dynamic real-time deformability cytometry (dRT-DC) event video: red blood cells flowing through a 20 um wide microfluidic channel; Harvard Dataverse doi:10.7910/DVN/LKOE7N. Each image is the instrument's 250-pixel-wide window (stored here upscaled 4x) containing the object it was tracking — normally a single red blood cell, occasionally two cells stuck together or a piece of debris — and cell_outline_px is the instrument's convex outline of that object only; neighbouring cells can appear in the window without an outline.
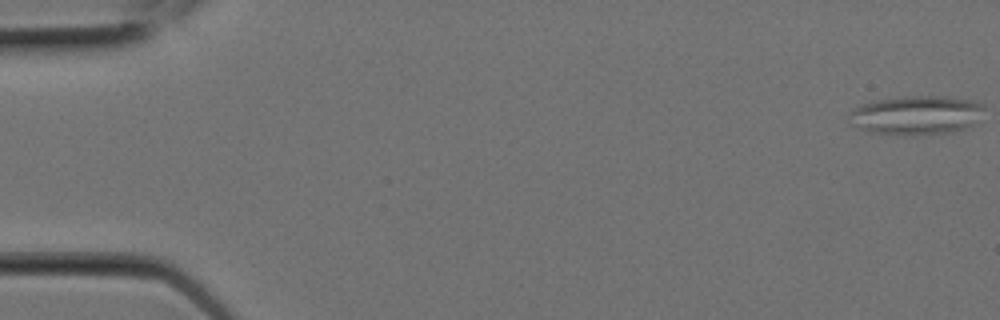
{"species": "Egyptian fruit bat (a non-hibernating species)", "species_latin": "Rousettus aegyptiacus", "temperature_condition": "room temperature", "stored_images_in_passage": 11, "camera_frame_rate_fps": 3000, "um_per_image_px": 0.085, "animal": {"sex": "female"}, "frame": {"image": 1, "passage_image": 1, "time_ms": 0.0, "image_size_px": [1000, 320], "cell_outline_px": [[984, 108], [972, 124], [964, 128], [952, 132], [868, 132], [848, 124], [848, 112], [852, 108], [876, 100], [900, 96], [952, 96], [972, 100], [984, 104]], "centroid_in_image_um": [77.83, 9.72], "position_along_channel_um": 7.2, "area_um2": 29.94}}
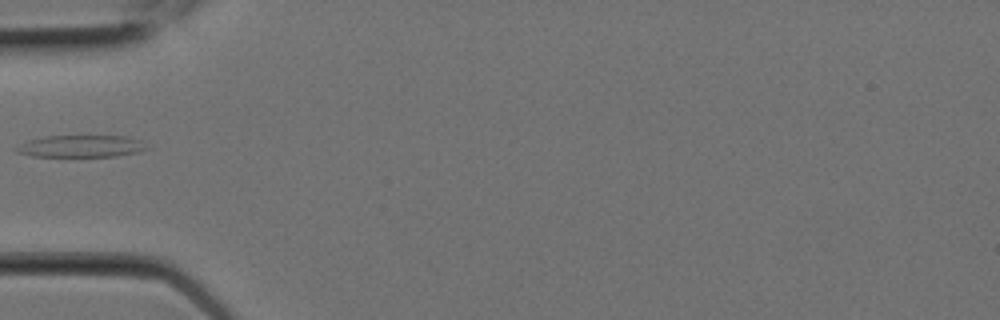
{"frame": {"image": 2, "passage_image": 7, "time_ms": 2.0, "image_size_px": [1000, 320], "cell_outline_px": [[148, 148], [136, 152], [116, 156], [32, 156], [16, 152], [16, 148], [28, 140], [44, 136], [124, 136], [140, 140]], "centroid_in_image_um": [6.87, 12.42], "position_along_channel_um": 78.1, "area_um2": 16.42}}
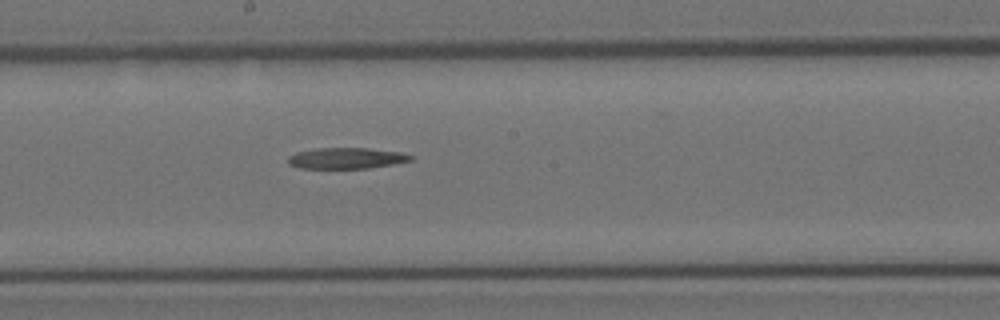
{"frame": {"image": 3, "passage_image": 11, "time_ms": 3.333, "image_size_px": [1000, 320], "cell_outline_px": [[416, 156], [412, 160], [392, 164], [368, 168], [300, 168], [288, 164], [288, 156], [296, 152], [316, 148], [368, 148], [400, 152]], "centroid_in_image_um": [29.44, 13.44], "position_along_channel_um": 218.8, "area_um2": 15.03}}